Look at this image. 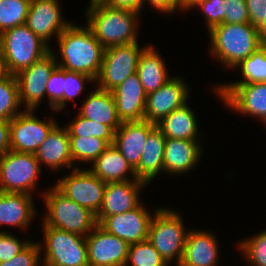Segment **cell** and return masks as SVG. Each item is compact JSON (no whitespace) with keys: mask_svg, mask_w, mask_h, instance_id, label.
Segmentation results:
<instances>
[{"mask_svg":"<svg viewBox=\"0 0 266 266\" xmlns=\"http://www.w3.org/2000/svg\"><path fill=\"white\" fill-rule=\"evenodd\" d=\"M89 266H124L129 245L99 224L86 236Z\"/></svg>","mask_w":266,"mask_h":266,"instance_id":"15","label":"cell"},{"mask_svg":"<svg viewBox=\"0 0 266 266\" xmlns=\"http://www.w3.org/2000/svg\"><path fill=\"white\" fill-rule=\"evenodd\" d=\"M33 195L0 192V225L28 228L35 217Z\"/></svg>","mask_w":266,"mask_h":266,"instance_id":"24","label":"cell"},{"mask_svg":"<svg viewBox=\"0 0 266 266\" xmlns=\"http://www.w3.org/2000/svg\"><path fill=\"white\" fill-rule=\"evenodd\" d=\"M222 4L225 12V23H250L245 0H223Z\"/></svg>","mask_w":266,"mask_h":266,"instance_id":"42","label":"cell"},{"mask_svg":"<svg viewBox=\"0 0 266 266\" xmlns=\"http://www.w3.org/2000/svg\"><path fill=\"white\" fill-rule=\"evenodd\" d=\"M19 97V87L16 76L8 74L0 79V120L10 121L23 112Z\"/></svg>","mask_w":266,"mask_h":266,"instance_id":"30","label":"cell"},{"mask_svg":"<svg viewBox=\"0 0 266 266\" xmlns=\"http://www.w3.org/2000/svg\"><path fill=\"white\" fill-rule=\"evenodd\" d=\"M31 0H2L0 2V34L26 23Z\"/></svg>","mask_w":266,"mask_h":266,"instance_id":"34","label":"cell"},{"mask_svg":"<svg viewBox=\"0 0 266 266\" xmlns=\"http://www.w3.org/2000/svg\"><path fill=\"white\" fill-rule=\"evenodd\" d=\"M180 77H172L158 90L147 95L144 120L157 124L172 111L183 107L189 99L188 84Z\"/></svg>","mask_w":266,"mask_h":266,"instance_id":"14","label":"cell"},{"mask_svg":"<svg viewBox=\"0 0 266 266\" xmlns=\"http://www.w3.org/2000/svg\"><path fill=\"white\" fill-rule=\"evenodd\" d=\"M40 167L44 164L53 170L61 167L77 168L73 164L70 153V139L67 128L57 124L47 135L41 146L35 153ZM74 166V167H73Z\"/></svg>","mask_w":266,"mask_h":266,"instance_id":"22","label":"cell"},{"mask_svg":"<svg viewBox=\"0 0 266 266\" xmlns=\"http://www.w3.org/2000/svg\"><path fill=\"white\" fill-rule=\"evenodd\" d=\"M70 153L74 162L93 163L110 145L106 140L97 137L69 136Z\"/></svg>","mask_w":266,"mask_h":266,"instance_id":"32","label":"cell"},{"mask_svg":"<svg viewBox=\"0 0 266 266\" xmlns=\"http://www.w3.org/2000/svg\"><path fill=\"white\" fill-rule=\"evenodd\" d=\"M199 141L166 138L164 151V172L183 174L197 166L202 155Z\"/></svg>","mask_w":266,"mask_h":266,"instance_id":"23","label":"cell"},{"mask_svg":"<svg viewBox=\"0 0 266 266\" xmlns=\"http://www.w3.org/2000/svg\"><path fill=\"white\" fill-rule=\"evenodd\" d=\"M45 251L42 266H89L86 237L42 225ZM44 249V250H43Z\"/></svg>","mask_w":266,"mask_h":266,"instance_id":"7","label":"cell"},{"mask_svg":"<svg viewBox=\"0 0 266 266\" xmlns=\"http://www.w3.org/2000/svg\"><path fill=\"white\" fill-rule=\"evenodd\" d=\"M217 244L212 232L188 229L183 256L177 266H216L219 261Z\"/></svg>","mask_w":266,"mask_h":266,"instance_id":"21","label":"cell"},{"mask_svg":"<svg viewBox=\"0 0 266 266\" xmlns=\"http://www.w3.org/2000/svg\"><path fill=\"white\" fill-rule=\"evenodd\" d=\"M58 0H31L26 25L48 45L52 35H59L71 23L63 19Z\"/></svg>","mask_w":266,"mask_h":266,"instance_id":"17","label":"cell"},{"mask_svg":"<svg viewBox=\"0 0 266 266\" xmlns=\"http://www.w3.org/2000/svg\"><path fill=\"white\" fill-rule=\"evenodd\" d=\"M263 44H266V18L264 22L258 27Z\"/></svg>","mask_w":266,"mask_h":266,"instance_id":"49","label":"cell"},{"mask_svg":"<svg viewBox=\"0 0 266 266\" xmlns=\"http://www.w3.org/2000/svg\"><path fill=\"white\" fill-rule=\"evenodd\" d=\"M111 92L121 123L144 120L147 94L137 73L126 78Z\"/></svg>","mask_w":266,"mask_h":266,"instance_id":"19","label":"cell"},{"mask_svg":"<svg viewBox=\"0 0 266 266\" xmlns=\"http://www.w3.org/2000/svg\"><path fill=\"white\" fill-rule=\"evenodd\" d=\"M10 150V121L0 120V156Z\"/></svg>","mask_w":266,"mask_h":266,"instance_id":"46","label":"cell"},{"mask_svg":"<svg viewBox=\"0 0 266 266\" xmlns=\"http://www.w3.org/2000/svg\"><path fill=\"white\" fill-rule=\"evenodd\" d=\"M239 68L243 80L228 84H250L266 82V44H263L249 57L240 62L234 69Z\"/></svg>","mask_w":266,"mask_h":266,"instance_id":"31","label":"cell"},{"mask_svg":"<svg viewBox=\"0 0 266 266\" xmlns=\"http://www.w3.org/2000/svg\"><path fill=\"white\" fill-rule=\"evenodd\" d=\"M129 262L131 266H169L148 240L129 245L124 266Z\"/></svg>","mask_w":266,"mask_h":266,"instance_id":"35","label":"cell"},{"mask_svg":"<svg viewBox=\"0 0 266 266\" xmlns=\"http://www.w3.org/2000/svg\"><path fill=\"white\" fill-rule=\"evenodd\" d=\"M57 67L55 56L50 50L44 57L33 63L15 76L19 87L21 105L25 110H35L46 95V83L51 72Z\"/></svg>","mask_w":266,"mask_h":266,"instance_id":"13","label":"cell"},{"mask_svg":"<svg viewBox=\"0 0 266 266\" xmlns=\"http://www.w3.org/2000/svg\"><path fill=\"white\" fill-rule=\"evenodd\" d=\"M136 73L147 95L158 90L172 78L167 74L164 59L151 45L146 46L141 52Z\"/></svg>","mask_w":266,"mask_h":266,"instance_id":"28","label":"cell"},{"mask_svg":"<svg viewBox=\"0 0 266 266\" xmlns=\"http://www.w3.org/2000/svg\"><path fill=\"white\" fill-rule=\"evenodd\" d=\"M252 236L246 240L243 239L238 244V249L242 250V254L251 266H266V230Z\"/></svg>","mask_w":266,"mask_h":266,"instance_id":"36","label":"cell"},{"mask_svg":"<svg viewBox=\"0 0 266 266\" xmlns=\"http://www.w3.org/2000/svg\"><path fill=\"white\" fill-rule=\"evenodd\" d=\"M145 47L140 49L139 43L135 42L106 48L100 72L95 79L98 88L112 91L136 73L139 56Z\"/></svg>","mask_w":266,"mask_h":266,"instance_id":"9","label":"cell"},{"mask_svg":"<svg viewBox=\"0 0 266 266\" xmlns=\"http://www.w3.org/2000/svg\"><path fill=\"white\" fill-rule=\"evenodd\" d=\"M71 174L60 178L55 187L68 199L97 215L103 204L106 183L88 169L74 168Z\"/></svg>","mask_w":266,"mask_h":266,"instance_id":"10","label":"cell"},{"mask_svg":"<svg viewBox=\"0 0 266 266\" xmlns=\"http://www.w3.org/2000/svg\"><path fill=\"white\" fill-rule=\"evenodd\" d=\"M154 214L142 204L125 213L106 216L99 225L128 245L148 240L149 226Z\"/></svg>","mask_w":266,"mask_h":266,"instance_id":"16","label":"cell"},{"mask_svg":"<svg viewBox=\"0 0 266 266\" xmlns=\"http://www.w3.org/2000/svg\"><path fill=\"white\" fill-rule=\"evenodd\" d=\"M86 82L95 83V81L88 75L65 69L63 109L65 108L67 101H73L75 96H79V94L82 93Z\"/></svg>","mask_w":266,"mask_h":266,"instance_id":"38","label":"cell"},{"mask_svg":"<svg viewBox=\"0 0 266 266\" xmlns=\"http://www.w3.org/2000/svg\"><path fill=\"white\" fill-rule=\"evenodd\" d=\"M200 0H176L178 10H190Z\"/></svg>","mask_w":266,"mask_h":266,"instance_id":"47","label":"cell"},{"mask_svg":"<svg viewBox=\"0 0 266 266\" xmlns=\"http://www.w3.org/2000/svg\"><path fill=\"white\" fill-rule=\"evenodd\" d=\"M31 242L32 240H19L17 237L5 230L0 231V262L8 261L15 257Z\"/></svg>","mask_w":266,"mask_h":266,"instance_id":"41","label":"cell"},{"mask_svg":"<svg viewBox=\"0 0 266 266\" xmlns=\"http://www.w3.org/2000/svg\"><path fill=\"white\" fill-rule=\"evenodd\" d=\"M86 11V25L105 49L138 42V13L114 8L101 1L90 3Z\"/></svg>","mask_w":266,"mask_h":266,"instance_id":"2","label":"cell"},{"mask_svg":"<svg viewBox=\"0 0 266 266\" xmlns=\"http://www.w3.org/2000/svg\"><path fill=\"white\" fill-rule=\"evenodd\" d=\"M183 221L182 215L175 210L161 207L154 211L149 226L148 241L169 266L174 257L175 265H179L183 256L188 233Z\"/></svg>","mask_w":266,"mask_h":266,"instance_id":"6","label":"cell"},{"mask_svg":"<svg viewBox=\"0 0 266 266\" xmlns=\"http://www.w3.org/2000/svg\"><path fill=\"white\" fill-rule=\"evenodd\" d=\"M96 1H101V0H90L89 2L92 3V2H96Z\"/></svg>","mask_w":266,"mask_h":266,"instance_id":"50","label":"cell"},{"mask_svg":"<svg viewBox=\"0 0 266 266\" xmlns=\"http://www.w3.org/2000/svg\"><path fill=\"white\" fill-rule=\"evenodd\" d=\"M210 52L223 66L235 68L263 45L258 27L251 23H222L209 31Z\"/></svg>","mask_w":266,"mask_h":266,"instance_id":"3","label":"cell"},{"mask_svg":"<svg viewBox=\"0 0 266 266\" xmlns=\"http://www.w3.org/2000/svg\"><path fill=\"white\" fill-rule=\"evenodd\" d=\"M92 166L89 170L105 183L138 180L135 170L113 144L97 157ZM127 173H130L133 179L127 177Z\"/></svg>","mask_w":266,"mask_h":266,"instance_id":"27","label":"cell"},{"mask_svg":"<svg viewBox=\"0 0 266 266\" xmlns=\"http://www.w3.org/2000/svg\"><path fill=\"white\" fill-rule=\"evenodd\" d=\"M76 116L65 126L69 136L97 137L106 140L110 145L113 144L114 131L109 126L86 119L79 113Z\"/></svg>","mask_w":266,"mask_h":266,"instance_id":"33","label":"cell"},{"mask_svg":"<svg viewBox=\"0 0 266 266\" xmlns=\"http://www.w3.org/2000/svg\"><path fill=\"white\" fill-rule=\"evenodd\" d=\"M61 59L54 54L57 66L69 71L97 78L103 61L105 48L95 38L92 30L71 23L56 38ZM58 59L60 61H58Z\"/></svg>","mask_w":266,"mask_h":266,"instance_id":"1","label":"cell"},{"mask_svg":"<svg viewBox=\"0 0 266 266\" xmlns=\"http://www.w3.org/2000/svg\"><path fill=\"white\" fill-rule=\"evenodd\" d=\"M248 8L249 22L259 27L266 18V0H245Z\"/></svg>","mask_w":266,"mask_h":266,"instance_id":"43","label":"cell"},{"mask_svg":"<svg viewBox=\"0 0 266 266\" xmlns=\"http://www.w3.org/2000/svg\"><path fill=\"white\" fill-rule=\"evenodd\" d=\"M8 75L5 62L3 60L2 54L0 52V79H3L5 76Z\"/></svg>","mask_w":266,"mask_h":266,"instance_id":"48","label":"cell"},{"mask_svg":"<svg viewBox=\"0 0 266 266\" xmlns=\"http://www.w3.org/2000/svg\"><path fill=\"white\" fill-rule=\"evenodd\" d=\"M40 172L35 154L9 150L0 156V192L31 195Z\"/></svg>","mask_w":266,"mask_h":266,"instance_id":"8","label":"cell"},{"mask_svg":"<svg viewBox=\"0 0 266 266\" xmlns=\"http://www.w3.org/2000/svg\"><path fill=\"white\" fill-rule=\"evenodd\" d=\"M51 50L26 24L18 25L0 34V52L8 74L16 75L30 67Z\"/></svg>","mask_w":266,"mask_h":266,"instance_id":"4","label":"cell"},{"mask_svg":"<svg viewBox=\"0 0 266 266\" xmlns=\"http://www.w3.org/2000/svg\"><path fill=\"white\" fill-rule=\"evenodd\" d=\"M65 69L57 66L50 74L46 83V94L49 106L53 111H62L64 92Z\"/></svg>","mask_w":266,"mask_h":266,"instance_id":"37","label":"cell"},{"mask_svg":"<svg viewBox=\"0 0 266 266\" xmlns=\"http://www.w3.org/2000/svg\"><path fill=\"white\" fill-rule=\"evenodd\" d=\"M165 138L186 139L189 141H198L199 130L197 118L193 109L187 103L163 118L156 124Z\"/></svg>","mask_w":266,"mask_h":266,"instance_id":"29","label":"cell"},{"mask_svg":"<svg viewBox=\"0 0 266 266\" xmlns=\"http://www.w3.org/2000/svg\"><path fill=\"white\" fill-rule=\"evenodd\" d=\"M150 3L154 9L159 10V12H163L164 14H171L178 11V7L176 4V0H143V7L145 3Z\"/></svg>","mask_w":266,"mask_h":266,"instance_id":"45","label":"cell"},{"mask_svg":"<svg viewBox=\"0 0 266 266\" xmlns=\"http://www.w3.org/2000/svg\"><path fill=\"white\" fill-rule=\"evenodd\" d=\"M101 2L114 8L127 9L138 14L143 8V0H101Z\"/></svg>","mask_w":266,"mask_h":266,"instance_id":"44","label":"cell"},{"mask_svg":"<svg viewBox=\"0 0 266 266\" xmlns=\"http://www.w3.org/2000/svg\"><path fill=\"white\" fill-rule=\"evenodd\" d=\"M157 127L146 120L122 122L114 132L113 145L135 169L140 161L148 135Z\"/></svg>","mask_w":266,"mask_h":266,"instance_id":"20","label":"cell"},{"mask_svg":"<svg viewBox=\"0 0 266 266\" xmlns=\"http://www.w3.org/2000/svg\"><path fill=\"white\" fill-rule=\"evenodd\" d=\"M146 184L141 180L106 183L103 204L96 215L97 224L106 216L125 213L139 206V194Z\"/></svg>","mask_w":266,"mask_h":266,"instance_id":"18","label":"cell"},{"mask_svg":"<svg viewBox=\"0 0 266 266\" xmlns=\"http://www.w3.org/2000/svg\"><path fill=\"white\" fill-rule=\"evenodd\" d=\"M40 243L31 242L24 250L0 266H38L42 263ZM41 260V261H40Z\"/></svg>","mask_w":266,"mask_h":266,"instance_id":"40","label":"cell"},{"mask_svg":"<svg viewBox=\"0 0 266 266\" xmlns=\"http://www.w3.org/2000/svg\"><path fill=\"white\" fill-rule=\"evenodd\" d=\"M79 114L86 119L109 126L114 132L121 125L112 92L98 87L79 107Z\"/></svg>","mask_w":266,"mask_h":266,"instance_id":"25","label":"cell"},{"mask_svg":"<svg viewBox=\"0 0 266 266\" xmlns=\"http://www.w3.org/2000/svg\"><path fill=\"white\" fill-rule=\"evenodd\" d=\"M223 0H200L191 9L199 7L206 20L208 31L225 22Z\"/></svg>","mask_w":266,"mask_h":266,"instance_id":"39","label":"cell"},{"mask_svg":"<svg viewBox=\"0 0 266 266\" xmlns=\"http://www.w3.org/2000/svg\"><path fill=\"white\" fill-rule=\"evenodd\" d=\"M55 119L40 120L33 110H25L10 120V150L35 154L50 131Z\"/></svg>","mask_w":266,"mask_h":266,"instance_id":"12","label":"cell"},{"mask_svg":"<svg viewBox=\"0 0 266 266\" xmlns=\"http://www.w3.org/2000/svg\"><path fill=\"white\" fill-rule=\"evenodd\" d=\"M220 100L235 112L259 118L266 125V82L221 84L215 88Z\"/></svg>","mask_w":266,"mask_h":266,"instance_id":"11","label":"cell"},{"mask_svg":"<svg viewBox=\"0 0 266 266\" xmlns=\"http://www.w3.org/2000/svg\"><path fill=\"white\" fill-rule=\"evenodd\" d=\"M165 144V136L156 127L148 135L139 164L134 169L138 180L148 185L156 175L160 174V171L164 172Z\"/></svg>","mask_w":266,"mask_h":266,"instance_id":"26","label":"cell"},{"mask_svg":"<svg viewBox=\"0 0 266 266\" xmlns=\"http://www.w3.org/2000/svg\"><path fill=\"white\" fill-rule=\"evenodd\" d=\"M46 205L43 225L86 237L97 225L96 215L68 199L55 186L43 194Z\"/></svg>","mask_w":266,"mask_h":266,"instance_id":"5","label":"cell"}]
</instances>
